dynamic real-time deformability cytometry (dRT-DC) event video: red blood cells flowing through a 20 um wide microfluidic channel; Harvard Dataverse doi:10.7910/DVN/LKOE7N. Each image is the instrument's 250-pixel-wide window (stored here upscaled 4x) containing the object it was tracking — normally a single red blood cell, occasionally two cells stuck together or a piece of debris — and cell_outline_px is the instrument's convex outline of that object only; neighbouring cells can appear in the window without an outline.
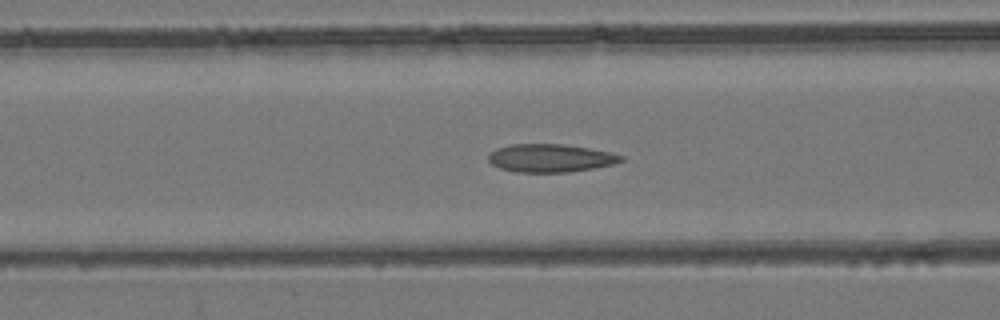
{"species": "common noctule bat (a hibernating species)", "species_latin": "Nyctalus noctula", "temperature_condition": "room temperature", "stored_images_in_passage": 43, "camera_frame_rate_fps": 3000, "um_per_image_px": 0.085, "animal": {"sex": "female", "body_mass_g": 24.6, "forearm_length_mm": 56.2}, "frame": {"image": 1, "passage_image": 14, "time_ms": 4.333, "image_size_px": [1000, 320], "cell_outline_px": [[624, 160], [612, 164], [592, 168], [568, 172], [516, 172], [500, 168], [492, 164], [488, 160], [488, 156], [496, 148], [512, 144], [564, 144], [588, 148], [608, 152], [624, 156]], "centroid_in_image_um": [46.76, 13.43], "position_along_channel_um": 119.8, "area_um2": 21.5}}
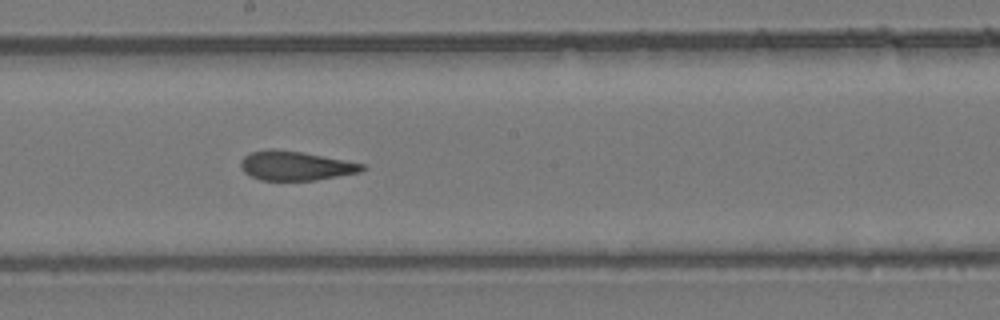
{"frame": {"image": 2, "passage_image": 22, "time_ms": 7.0, "image_size_px": [1000, 320], "cell_outline_px": [[368, 168], [360, 172], [316, 180], [260, 180], [244, 172], [240, 164], [240, 160], [244, 156], [252, 152], [268, 148], [272, 148], [300, 152], [344, 160], [364, 164]], "centroid_in_image_um": [25.11, 14.09], "position_along_channel_um": 223.1, "area_um2": 20.58}}
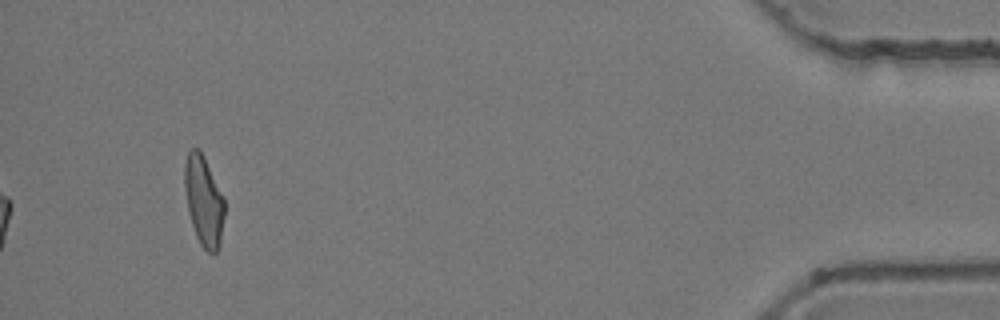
{"frame": {"image": 3, "passage_image": 43, "time_ms": 14.0, "image_size_px": [1000, 320], "cell_outline_px": [[224, 216], [220, 244], [216, 252], [208, 252], [200, 244], [196, 236], [188, 212], [184, 188], [184, 164], [188, 152], [192, 148], [200, 148], [224, 196]], "centroid_in_image_um": [17.31, 17.04], "position_along_channel_um": 417.9, "area_um2": 21.1}, "authors_computed_cell_mechanics": {"area_um2": 21.3282, "velocity_mm_per_s": 3.8658, "shape_relaxation_time_tau1_ms": null, "shape_relaxation_time_tau2_ms": 2.0019, "deformation_change_tau1": null, "deformation_change_tau2": 0.0916}}